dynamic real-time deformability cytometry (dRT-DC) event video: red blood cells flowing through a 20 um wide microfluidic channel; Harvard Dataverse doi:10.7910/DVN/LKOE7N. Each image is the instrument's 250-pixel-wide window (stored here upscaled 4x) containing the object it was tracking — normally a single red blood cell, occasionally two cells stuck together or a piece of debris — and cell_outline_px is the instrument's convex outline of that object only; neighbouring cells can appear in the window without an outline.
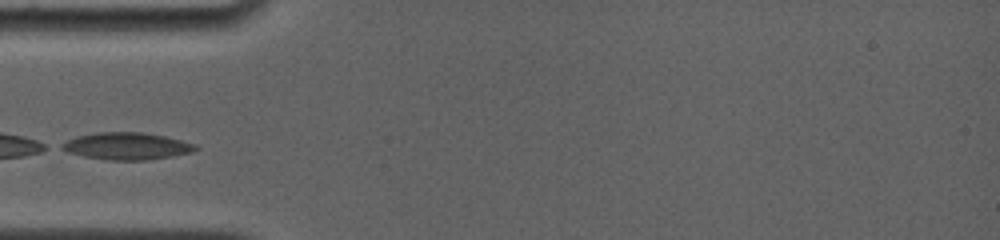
{"species": "common noctule bat (a hibernating species)", "species_latin": "Nyctalus noctula", "temperature_condition": "room temperature", "stored_images_in_passage": 17, "camera_frame_rate_fps": 4000, "um_per_image_px": 0.085, "animal": {"sex": "female", "body_mass_g": 19.0, "forearm_length_mm": 56.7}, "frame": {"image": 1, "passage_image": 1, "time_ms": 0.0, "image_size_px": [1000, 240], "cell_outline_px": [[200, 148], [192, 152], [172, 156], [144, 160], [108, 160], [84, 156], [68, 152], [60, 148], [60, 144], [76, 136], [96, 132], [140, 132], [164, 136], [196, 144]], "centroid_in_image_um": [10.77, 12.41], "position_along_channel_um": 74.2, "area_um2": 21.04}}
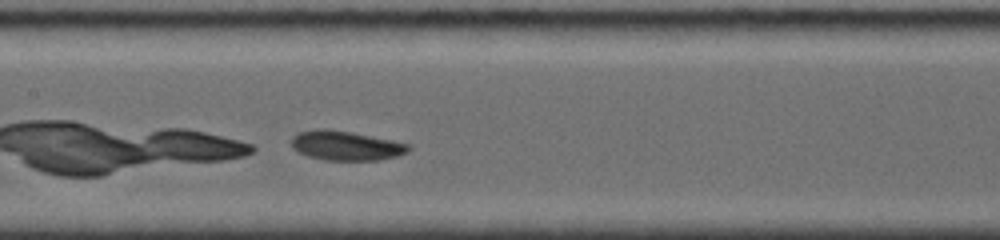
{"frame": {"image": 2, "passage_image": 16, "time_ms": 2.75, "image_size_px": [1000, 240], "cell_outline_px": [[412, 148], [408, 152], [396, 156], [380, 160], [324, 160], [308, 156], [296, 152], [292, 148], [292, 136], [296, 132], [320, 128], [324, 128], [352, 132], [412, 144]], "centroid_in_image_um": [29.4, 12.37], "position_along_channel_um": 178.0, "area_um2": 20.4}}